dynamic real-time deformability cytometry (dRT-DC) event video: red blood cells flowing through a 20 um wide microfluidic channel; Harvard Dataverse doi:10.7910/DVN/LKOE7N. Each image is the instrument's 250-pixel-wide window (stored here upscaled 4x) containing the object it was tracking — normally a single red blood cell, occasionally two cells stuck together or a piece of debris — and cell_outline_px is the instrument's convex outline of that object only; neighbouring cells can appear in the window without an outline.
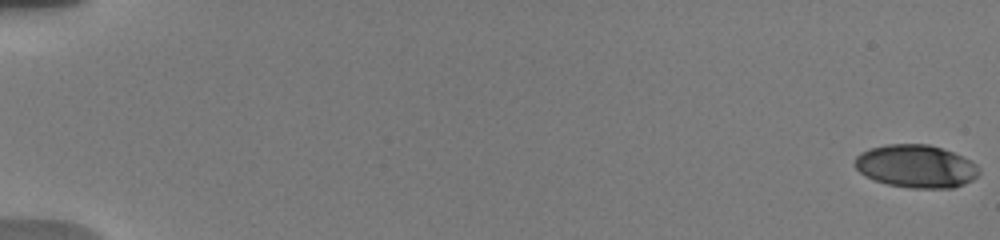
{"species": "human", "species_latin": "Homo sapiens", "temperature_condition": "warm", "stored_images_in_passage": 31, "camera_frame_rate_fps": 3000, "um_per_image_px": 0.085, "donor": {"sex": "male"}, "frame": {"image": 1, "passage_image": 1, "time_ms": 0.0, "image_size_px": [1000, 240], "cell_outline_px": [[980, 172], [972, 180], [964, 184], [952, 188], [908, 188], [888, 184], [864, 176], [852, 164], [856, 156], [860, 152], [872, 148], [888, 144], [928, 144], [952, 152], [976, 164], [980, 168]], "centroid_in_image_um": [77.83, 14.14], "position_along_channel_um": 7.2, "area_um2": 30.98}}
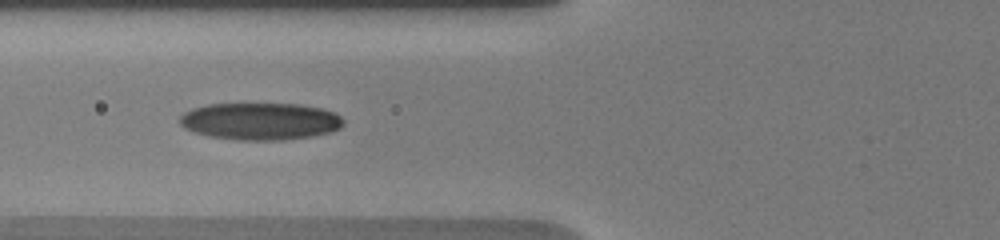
{"frame": {"image": 2, "passage_image": 23, "time_ms": 7.667, "image_size_px": [1000, 240], "cell_outline_px": [[344, 124], [340, 128], [332, 132], [312, 136], [284, 140], [236, 140], [212, 136], [192, 132], [184, 128], [180, 124], [180, 116], [184, 112], [192, 108], [208, 104], [300, 104], [324, 108], [336, 112], [344, 120]], "centroid_in_image_um": [22.16, 10.3], "position_along_channel_um": 103.6, "area_um2": 35.78}}
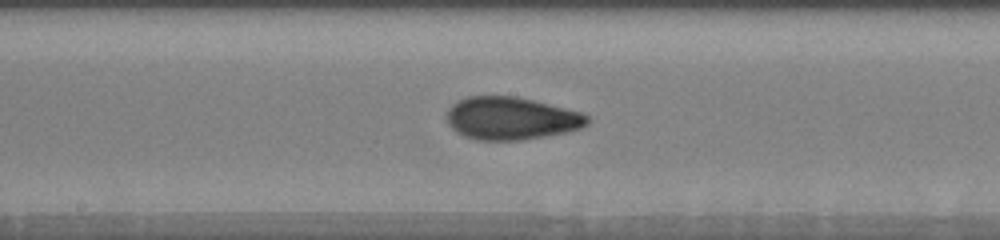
{"frame": {"image": 3, "passage_image": 31, "time_ms": 10.333, "image_size_px": [1000, 240], "cell_outline_px": [[588, 124], [580, 128], [568, 132], [524, 140], [476, 140], [464, 136], [456, 132], [448, 124], [448, 108], [456, 100], [468, 96], [516, 96], [580, 112], [588, 116]], "centroid_in_image_um": [43.42, 10.07], "position_along_channel_um": 204.8, "area_um2": 34.97}}